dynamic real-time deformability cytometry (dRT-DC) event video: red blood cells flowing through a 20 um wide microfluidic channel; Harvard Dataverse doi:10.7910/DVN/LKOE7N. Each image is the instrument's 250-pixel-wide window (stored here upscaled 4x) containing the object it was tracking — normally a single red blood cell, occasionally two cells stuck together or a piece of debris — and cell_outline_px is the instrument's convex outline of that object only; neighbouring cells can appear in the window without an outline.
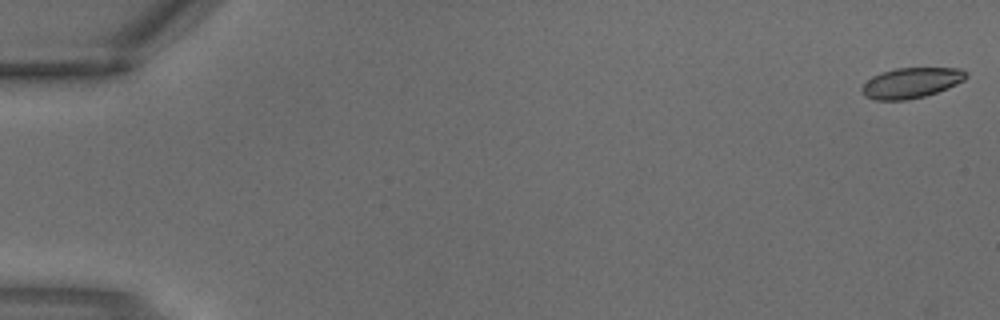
{"species": "common noctule bat (a hibernating species)", "species_latin": "Nyctalus noctula", "temperature_condition": "warm", "stored_images_in_passage": 3, "segment_of_instrument_passage": [2, 2], "camera_frame_rate_fps": 3000, "um_per_image_px": 0.085, "animal": {"sex": "male", "body_mass_g": 18.8}, "frame": {"image": 1, "passage_image": 3, "time_ms": 0.667, "image_size_px": [1000, 320], "cell_outline_px": [[968, 76], [964, 80], [948, 88], [924, 96], [908, 100], [876, 100], [868, 96], [860, 88], [872, 76], [880, 72], [896, 68], [960, 68], [968, 72]], "centroid_in_image_um": [77.48, 7.03], "position_along_channel_um": 7.5, "area_um2": 18.38}}